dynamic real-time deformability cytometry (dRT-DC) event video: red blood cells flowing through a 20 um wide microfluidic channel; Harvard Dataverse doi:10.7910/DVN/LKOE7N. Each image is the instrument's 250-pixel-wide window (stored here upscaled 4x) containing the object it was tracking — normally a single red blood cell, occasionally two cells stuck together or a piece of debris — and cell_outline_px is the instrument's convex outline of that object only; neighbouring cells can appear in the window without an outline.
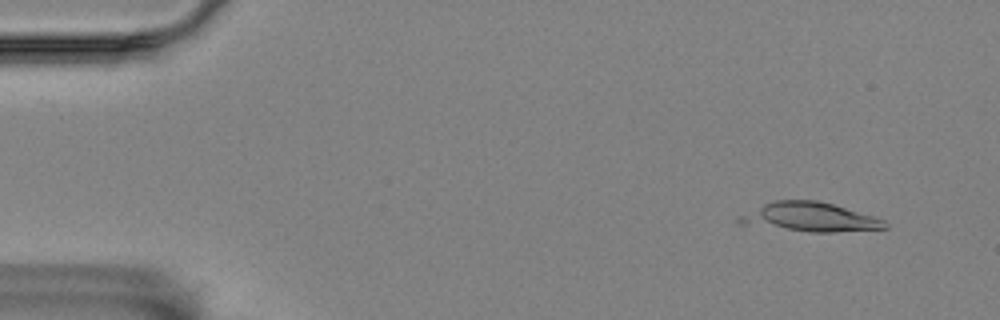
{"species": "Egyptian fruit bat (a non-hibernating species)", "species_latin": "Rousettus aegyptiacus", "temperature_condition": "room temperature", "stored_images_in_passage": 7, "camera_frame_rate_fps": 3000, "um_per_image_px": 0.085, "animal": {"sex": "female"}, "frame": {"image": 1, "passage_image": 3, "time_ms": 0.667, "image_size_px": [1000, 320], "cell_outline_px": [[888, 228], [832, 232], [808, 232], [740, 224], [736, 220], [740, 216], [764, 204], [776, 200], [816, 200], [832, 204], [872, 216], [884, 220], [888, 224]], "centroid_in_image_um": [68.83, 18.47], "position_along_channel_um": 16.2, "area_um2": 24.33}}
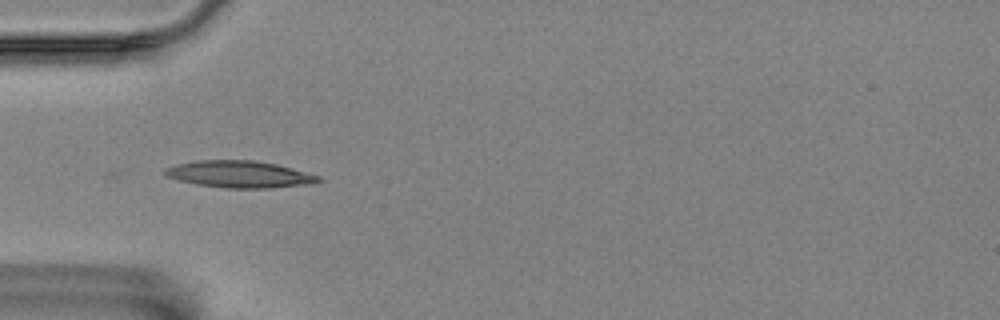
{"frame": {"image": 2, "passage_image": 6, "time_ms": 1.667, "image_size_px": [1000, 320], "cell_outline_px": [[324, 180], [312, 184], [272, 188], [228, 188], [196, 184], [176, 180], [164, 176], [164, 168], [176, 164], [196, 160], [256, 160], [276, 164], [320, 176]], "centroid_in_image_um": [20.34, 14.81], "position_along_channel_um": 64.7, "area_um2": 24.28}}
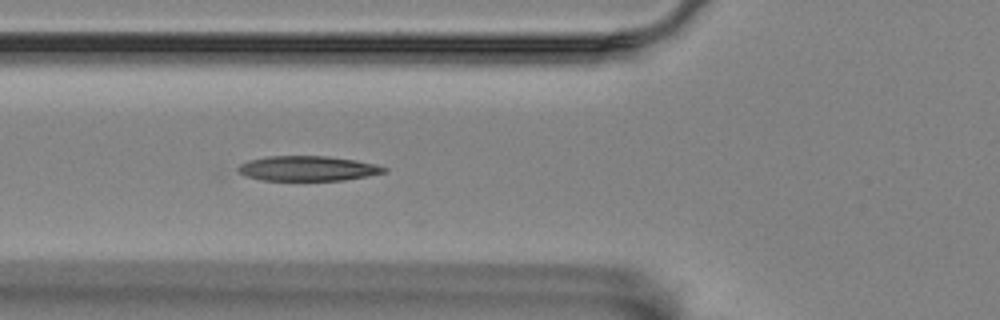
{"frame": {"image": 3, "passage_image": 7, "time_ms": 2.0, "image_size_px": [1000, 320], "cell_outline_px": [[388, 172], [368, 176], [344, 180], [264, 180], [248, 176], [240, 172], [236, 168], [240, 164], [248, 160], [268, 156], [328, 156], [356, 160], [376, 164], [388, 168]], "centroid_in_image_um": [26.21, 14.31], "position_along_channel_um": 99.6, "area_um2": 21.21}}